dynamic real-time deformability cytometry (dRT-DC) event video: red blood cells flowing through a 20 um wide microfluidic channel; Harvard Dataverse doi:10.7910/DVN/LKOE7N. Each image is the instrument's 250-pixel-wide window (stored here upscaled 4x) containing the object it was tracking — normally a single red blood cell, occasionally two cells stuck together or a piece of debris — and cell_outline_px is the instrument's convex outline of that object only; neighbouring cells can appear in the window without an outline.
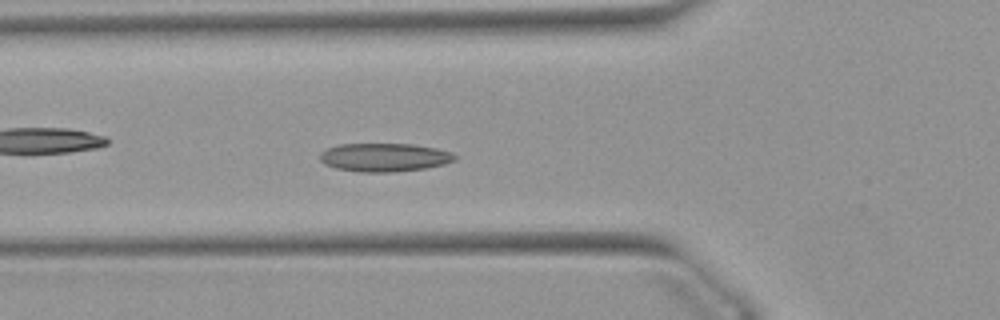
{"species": "Egyptian fruit bat (a non-hibernating species)", "species_latin": "Rousettus aegyptiacus", "temperature_condition": "warm", "stored_images_in_passage": 52, "camera_frame_rate_fps": 3000, "um_per_image_px": 0.085, "animal": {"sex": "female"}, "frame": {"image": 1, "passage_image": 18, "time_ms": 5.667, "image_size_px": [1000, 320], "cell_outline_px": [[456, 160], [444, 164], [424, 168], [396, 172], [360, 172], [336, 168], [324, 164], [320, 160], [320, 152], [328, 148], [340, 144], [412, 144], [436, 148], [452, 152], [456, 156]], "centroid_in_image_um": [32.67, 13.38], "position_along_channel_um": 93.1, "area_um2": 22.37}}
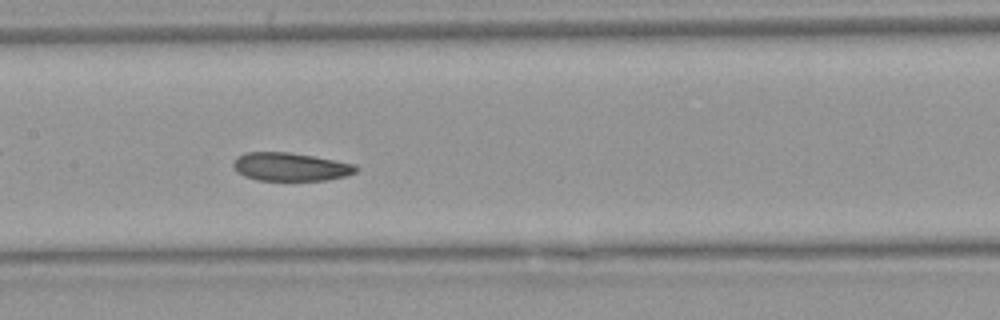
{"frame": {"image": 2, "passage_image": 25, "time_ms": 8.0, "image_size_px": [1000, 320], "cell_outline_px": [[360, 168], [356, 172], [344, 176], [324, 180], [256, 180], [244, 176], [236, 172], [232, 164], [236, 156], [244, 152], [288, 152], [312, 156], [356, 164]], "centroid_in_image_um": [24.65, 14.17], "position_along_channel_um": 182.7, "area_um2": 20.29}}
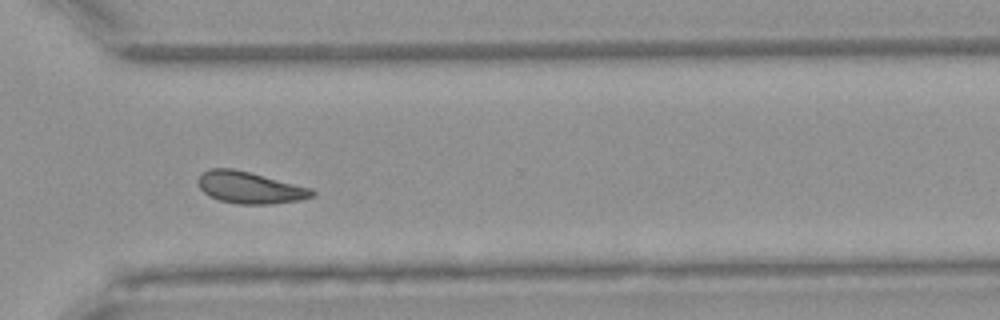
{"frame": {"image": 3, "passage_image": 38, "time_ms": 12.333, "image_size_px": [1000, 320], "cell_outline_px": [[316, 196], [304, 200], [272, 204], [240, 204], [220, 200], [208, 196], [200, 188], [196, 180], [208, 168], [232, 168], [312, 188], [316, 192]], "centroid_in_image_um": [21.27, 15.96], "position_along_channel_um": 349.3, "area_um2": 21.21}, "authors_computed_cell_mechanics": {"area_um2": 21.2993, "velocity_mm_per_s": 3.8461, "shape_relaxation_time_tau1_ms": 10.0013, "shape_relaxation_time_tau2_ms": null, "deformation_change_tau1": 0.1597, "deformation_change_tau2": null}}